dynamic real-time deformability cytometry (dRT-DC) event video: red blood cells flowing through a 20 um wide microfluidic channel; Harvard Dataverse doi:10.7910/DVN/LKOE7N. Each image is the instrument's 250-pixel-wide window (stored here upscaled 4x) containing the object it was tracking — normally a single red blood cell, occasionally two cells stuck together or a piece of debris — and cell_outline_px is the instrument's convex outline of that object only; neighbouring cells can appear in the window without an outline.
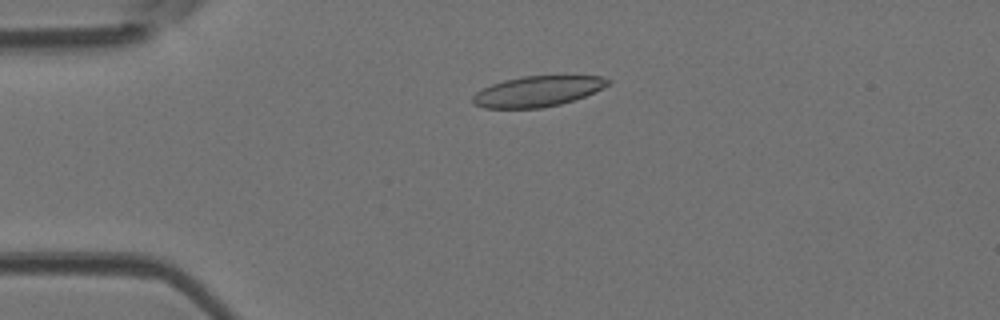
{"species": "Egyptian fruit bat (a non-hibernating species)", "species_latin": "Rousettus aegyptiacus", "temperature_condition": "room temperature", "stored_images_in_passage": 8, "camera_frame_rate_fps": 3000, "um_per_image_px": 0.085, "animal": {"sex": "female"}, "frame": {"image": 1, "passage_image": 3, "time_ms": 0.667, "image_size_px": [1000, 320], "cell_outline_px": [[612, 80], [608, 84], [584, 96], [560, 104], [540, 108], [484, 108], [476, 104], [472, 100], [472, 96], [476, 92], [492, 84], [504, 80], [524, 76], [600, 76]], "centroid_in_image_um": [45.66, 7.76], "position_along_channel_um": 39.3, "area_um2": 23.64}}
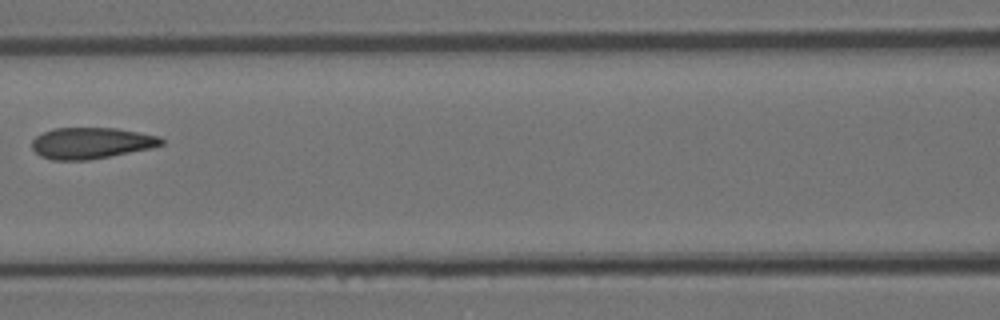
{"frame": {"image": 2, "passage_image": 6, "time_ms": 1.667, "image_size_px": [1000, 320], "cell_outline_px": [[164, 144], [152, 148], [88, 160], [52, 160], [40, 156], [32, 148], [32, 140], [36, 136], [52, 128], [116, 128], [160, 136], [164, 140]], "centroid_in_image_um": [7.76, 12.16], "position_along_channel_um": 158.8, "area_um2": 23.58}}
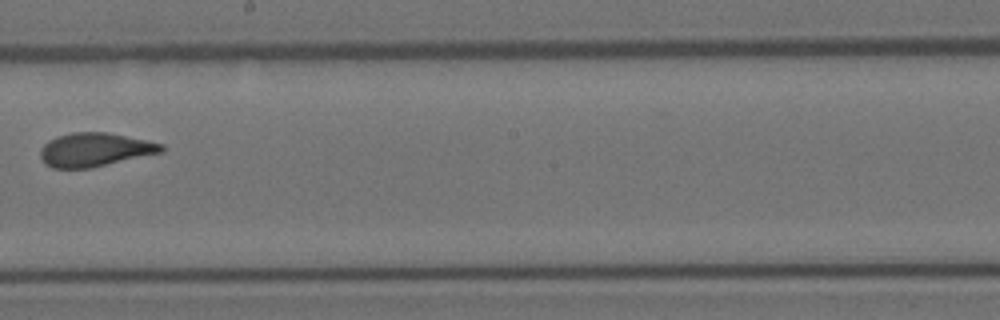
{"frame": {"image": 3, "passage_image": 8, "time_ms": 2.333, "image_size_px": [1000, 320], "cell_outline_px": [[164, 152], [92, 168], [52, 168], [44, 164], [40, 156], [40, 148], [48, 140], [56, 136], [72, 132], [104, 132], [164, 144]], "centroid_in_image_um": [8.03, 12.74], "position_along_channel_um": 240.2, "area_um2": 23.87}}